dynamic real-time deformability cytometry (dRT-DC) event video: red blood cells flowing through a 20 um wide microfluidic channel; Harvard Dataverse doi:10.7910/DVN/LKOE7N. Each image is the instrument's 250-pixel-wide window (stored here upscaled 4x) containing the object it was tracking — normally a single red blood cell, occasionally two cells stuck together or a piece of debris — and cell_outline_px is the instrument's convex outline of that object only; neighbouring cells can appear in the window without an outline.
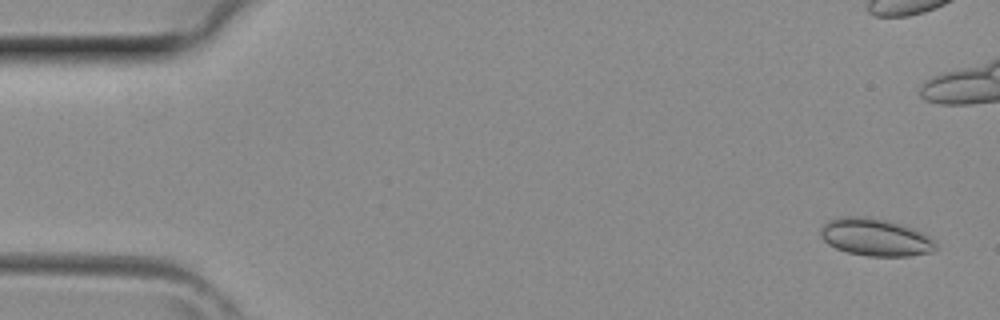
{"species": "common noctule bat (a hibernating species)", "species_latin": "Nyctalus noctula", "temperature_condition": "room temperature", "stored_images_in_passage": 5, "camera_frame_rate_fps": 3000, "um_per_image_px": 0.085, "animal": {"sex": "female", "body_mass_g": 29.2, "forearm_length_mm": 56.3}, "frame": {"image": 1, "passage_image": 1, "time_ms": 0.0, "image_size_px": [1000, 320], "cell_outline_px": [[936, 248], [932, 252], [908, 256], [868, 256], [848, 252], [836, 248], [828, 244], [820, 236], [820, 228], [828, 220], [844, 216], [868, 216], [888, 220], [916, 228], [928, 236], [936, 244]], "centroid_in_image_um": [74.4, 20.15], "position_along_channel_um": 10.6, "area_um2": 25.32}}